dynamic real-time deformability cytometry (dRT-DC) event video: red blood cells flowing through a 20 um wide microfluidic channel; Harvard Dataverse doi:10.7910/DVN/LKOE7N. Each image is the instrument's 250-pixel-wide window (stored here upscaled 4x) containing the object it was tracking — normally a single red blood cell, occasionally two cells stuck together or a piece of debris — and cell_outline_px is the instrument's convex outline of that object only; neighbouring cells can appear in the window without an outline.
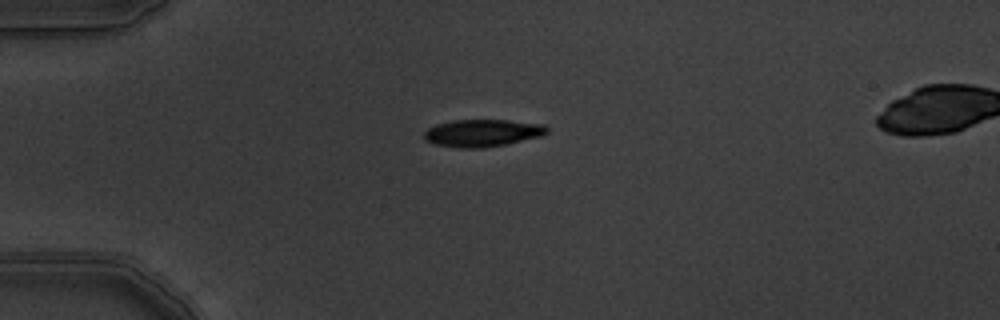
{"species": "common noctule bat (a hibernating species)", "species_latin": "Nyctalus noctula", "temperature_condition": "warm", "stored_images_in_passage": 3, "camera_frame_rate_fps": 3000, "um_per_image_px": 0.085, "animal": {"sex": "male", "body_mass_g": 19.5, "forearm_length_mm": 54.6}, "frame": {"image": 1, "passage_image": 1, "time_ms": 0.0, "image_size_px": [1000, 320], "cell_outline_px": [[548, 132], [540, 136], [504, 144], [484, 148], [460, 148], [432, 144], [424, 140], [424, 132], [428, 128], [436, 124], [452, 120], [508, 120], [544, 124], [548, 128]], "centroid_in_image_um": [40.96, 11.3], "position_along_channel_um": 44.0, "area_um2": 19.59}}